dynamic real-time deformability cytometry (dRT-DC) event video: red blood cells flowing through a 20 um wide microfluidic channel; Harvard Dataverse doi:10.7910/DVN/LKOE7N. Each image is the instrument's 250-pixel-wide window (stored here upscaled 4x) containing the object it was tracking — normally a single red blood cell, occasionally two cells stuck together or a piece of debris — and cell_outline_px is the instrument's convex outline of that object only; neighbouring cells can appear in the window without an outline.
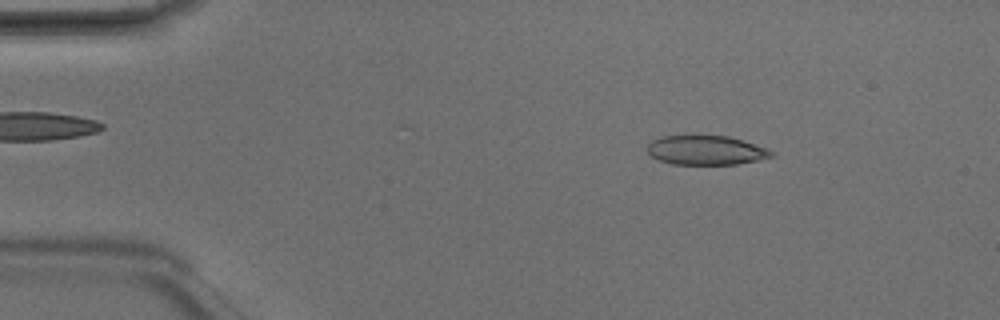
{"species": "Egyptian fruit bat (a non-hibernating species)", "species_latin": "Rousettus aegyptiacus", "temperature_condition": "room temperature", "stored_images_in_passage": 3, "camera_frame_rate_fps": 3000, "um_per_image_px": 0.085, "animal": {"sex": "male"}, "frame": {"image": 1, "passage_image": 1, "time_ms": 0.0, "image_size_px": [1000, 320], "cell_outline_px": [[776, 152], [772, 156], [756, 160], [736, 164], [672, 164], [660, 160], [652, 156], [648, 152], [648, 144], [652, 140], [660, 136], [684, 132], [728, 136], [768, 148]], "centroid_in_image_um": [59.96, 12.71], "position_along_channel_um": 25.0, "area_um2": 21.96}}
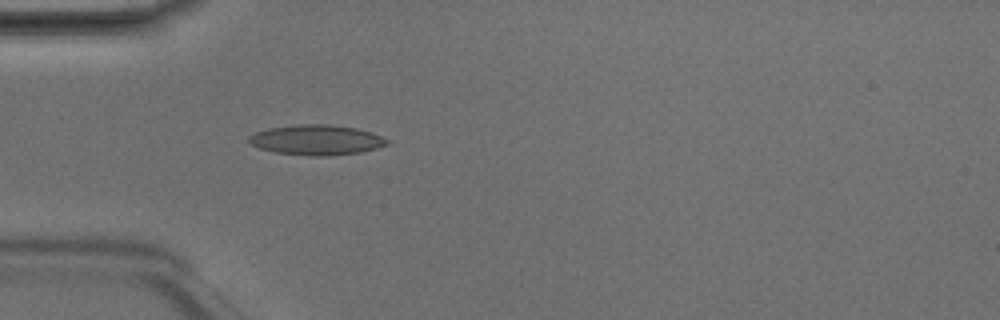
{"frame": {"image": 2, "passage_image": 3, "time_ms": 0.667, "image_size_px": [1000, 320], "cell_outline_px": [[388, 144], [376, 148], [360, 152], [328, 156], [316, 156], [276, 152], [260, 148], [252, 144], [248, 140], [248, 136], [256, 132], [268, 128], [300, 124], [328, 124], [356, 128], [372, 132], [388, 140]], "centroid_in_image_um": [26.9, 11.88], "position_along_channel_um": 58.1, "area_um2": 24.04}}